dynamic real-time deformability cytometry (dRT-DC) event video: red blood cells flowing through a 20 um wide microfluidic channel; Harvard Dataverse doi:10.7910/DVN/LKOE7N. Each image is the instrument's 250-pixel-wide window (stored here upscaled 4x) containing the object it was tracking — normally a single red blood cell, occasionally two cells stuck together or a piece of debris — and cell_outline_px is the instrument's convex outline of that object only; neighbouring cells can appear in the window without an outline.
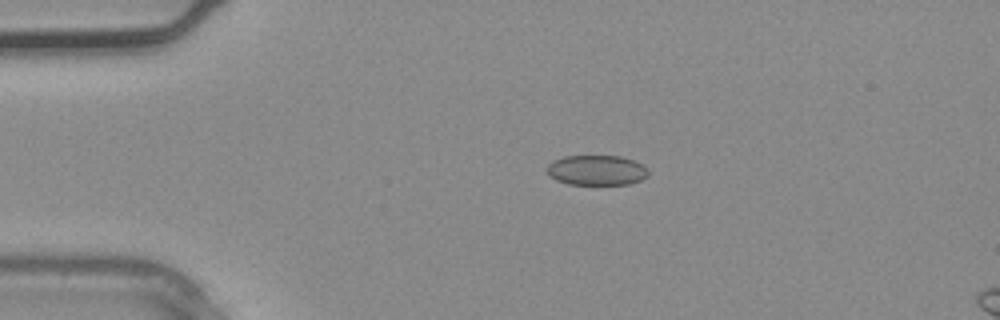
{"species": "common noctule bat (a hibernating species)", "species_latin": "Nyctalus noctula", "temperature_condition": "warm", "stored_images_in_passage": 2, "camera_frame_rate_fps": 3000, "um_per_image_px": 0.085, "animal": {"sex": "male", "body_mass_g": 20.4}, "frame": {"image": 1, "passage_image": 1, "time_ms": 0.0, "image_size_px": [1000, 320], "cell_outline_px": [[648, 176], [640, 180], [628, 184], [568, 184], [556, 180], [548, 176], [544, 168], [552, 160], [564, 156], [620, 156], [644, 164], [648, 168]], "centroid_in_image_um": [50.67, 14.46], "position_along_channel_um": 34.3, "area_um2": 18.03}}
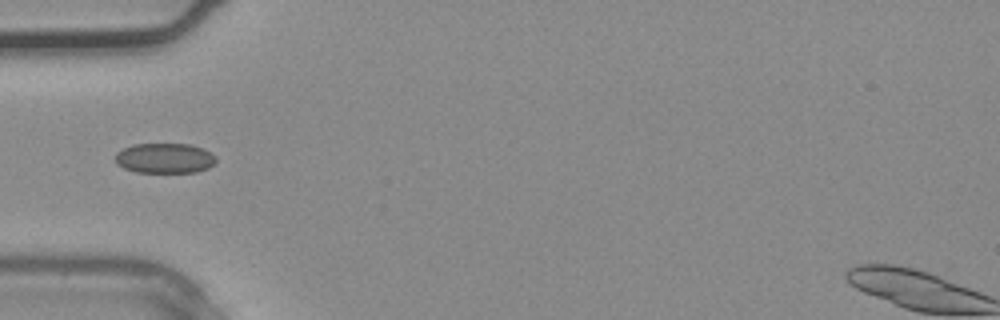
{"frame": {"image": 2, "passage_image": 2, "time_ms": 0.333, "image_size_px": [1000, 320], "cell_outline_px": [[216, 160], [208, 168], [196, 172], [136, 172], [124, 168], [116, 164], [116, 152], [132, 144], [192, 144], [204, 148], [216, 156]], "centroid_in_image_um": [14.0, 13.44], "position_along_channel_um": 71.0, "area_um2": 17.74}}